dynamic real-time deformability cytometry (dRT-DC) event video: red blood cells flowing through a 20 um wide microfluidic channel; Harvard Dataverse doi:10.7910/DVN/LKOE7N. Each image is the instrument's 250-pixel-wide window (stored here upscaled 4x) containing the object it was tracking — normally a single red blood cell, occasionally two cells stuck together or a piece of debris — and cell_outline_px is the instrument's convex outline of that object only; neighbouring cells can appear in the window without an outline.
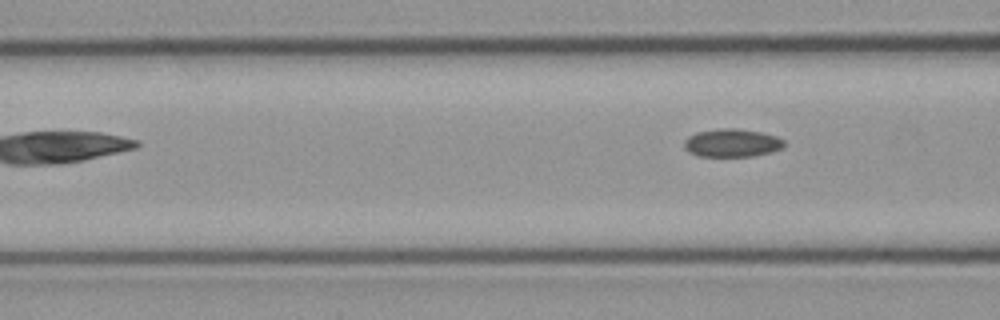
{"species": "common noctule bat (a hibernating species)", "species_latin": "Nyctalus noctula", "temperature_condition": "cold", "stored_images_in_passage": 5, "camera_frame_rate_fps": 3000, "um_per_image_px": 0.085, "animal": {"sex": "male", "body_mass_g": 23.1, "forearm_length_mm": 52.7}, "frame": {"image": 1, "passage_image": 5, "time_ms": 1.333, "image_size_px": [1000, 320], "cell_outline_px": [[784, 148], [772, 152], [752, 156], [700, 156], [688, 152], [684, 148], [684, 140], [688, 136], [696, 132], [720, 128], [736, 128], [760, 132], [776, 136], [784, 140]], "centroid_in_image_um": [62.21, 12.14], "position_along_channel_um": 104.4, "area_um2": 16.47}}